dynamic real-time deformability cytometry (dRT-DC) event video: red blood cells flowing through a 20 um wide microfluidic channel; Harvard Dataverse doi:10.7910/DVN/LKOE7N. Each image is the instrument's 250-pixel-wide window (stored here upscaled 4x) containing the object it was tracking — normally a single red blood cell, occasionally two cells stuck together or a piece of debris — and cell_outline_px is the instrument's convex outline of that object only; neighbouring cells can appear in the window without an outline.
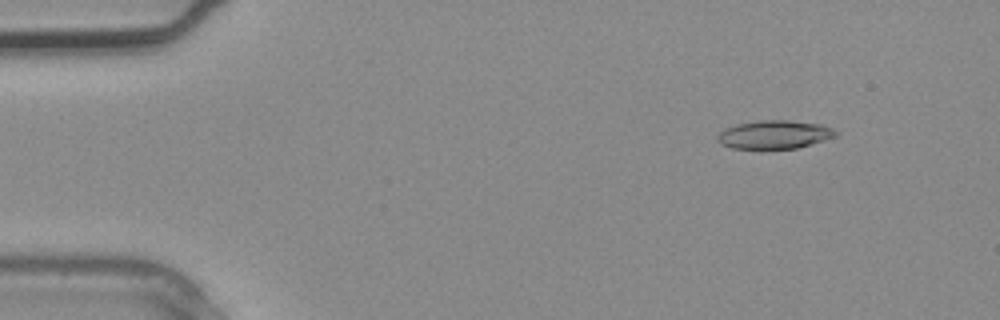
{"species": "common noctule bat (a hibernating species)", "species_latin": "Nyctalus noctula", "temperature_condition": "warm", "stored_images_in_passage": 3, "camera_frame_rate_fps": 3000, "um_per_image_px": 0.085, "animal": {"sex": "male", "body_mass_g": 20.4}, "frame": {"image": 1, "passage_image": 1, "time_ms": 0.0, "image_size_px": [1000, 320], "cell_outline_px": [[840, 132], [836, 136], [824, 140], [796, 148], [732, 148], [720, 144], [716, 140], [716, 136], [724, 128], [736, 124], [756, 120], [788, 120], [820, 124], [832, 128]], "centroid_in_image_um": [65.8, 11.42], "position_along_channel_um": 19.2, "area_um2": 19.59}}